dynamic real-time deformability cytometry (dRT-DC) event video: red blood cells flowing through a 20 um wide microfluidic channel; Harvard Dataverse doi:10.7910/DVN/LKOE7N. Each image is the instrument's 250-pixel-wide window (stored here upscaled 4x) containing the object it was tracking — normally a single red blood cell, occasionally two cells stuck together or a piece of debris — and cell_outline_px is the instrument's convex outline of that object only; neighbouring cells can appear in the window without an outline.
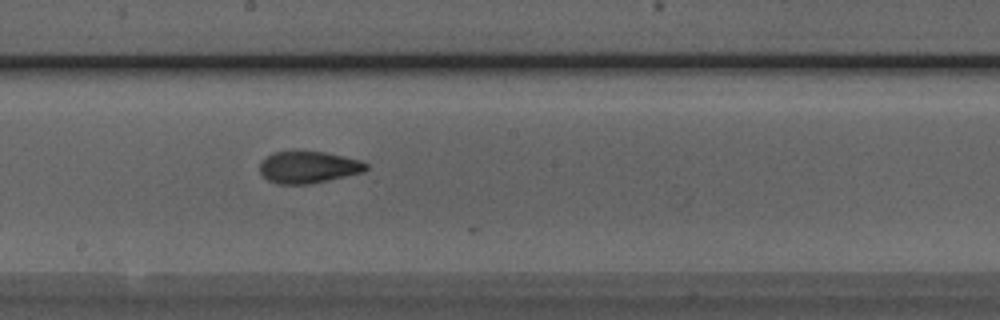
{"species": "Egyptian fruit bat (a non-hibernating species)", "species_latin": "Rousettus aegyptiacus", "temperature_condition": "room temperature", "stored_images_in_passage": 28, "camera_frame_rate_fps": 3000, "um_per_image_px": 0.085, "animal": {"sex": "male"}, "frame": {"image": 1, "passage_image": 27, "time_ms": 8.667, "image_size_px": [1000, 320], "cell_outline_px": [[368, 168], [364, 172], [328, 180], [308, 184], [276, 184], [268, 180], [260, 172], [260, 160], [272, 152], [324, 152], [344, 156], [360, 160], [368, 164]], "centroid_in_image_um": [26.2, 14.21], "position_along_channel_um": 222.0, "area_um2": 19.71}}